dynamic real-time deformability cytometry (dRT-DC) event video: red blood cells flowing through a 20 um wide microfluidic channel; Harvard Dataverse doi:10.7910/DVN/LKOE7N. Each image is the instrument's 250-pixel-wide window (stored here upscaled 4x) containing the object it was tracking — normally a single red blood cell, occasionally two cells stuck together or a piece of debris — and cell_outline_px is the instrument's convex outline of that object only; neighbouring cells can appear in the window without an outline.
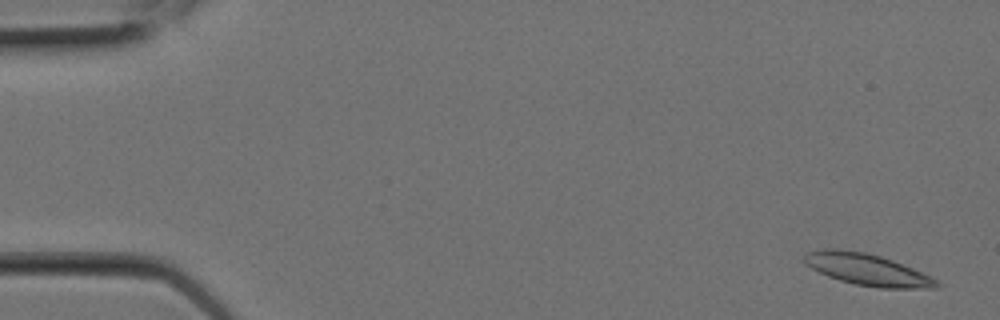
{"species": "Egyptian fruit bat (a non-hibernating species)", "species_latin": "Rousettus aegyptiacus", "temperature_condition": "room temperature", "stored_images_in_passage": 7, "camera_frame_rate_fps": 3000, "um_per_image_px": 0.085, "animal": {"sex": "female"}, "frame": {"image": 1, "passage_image": 1, "time_ms": 0.0, "image_size_px": [1000, 320], "cell_outline_px": [[944, 284], [940, 288], [880, 288], [856, 284], [840, 280], [828, 276], [804, 264], [804, 256], [808, 252], [824, 248], [840, 248], [864, 252], [880, 256], [892, 260], [912, 268]], "centroid_in_image_um": [73.71, 22.91], "position_along_channel_um": 11.3, "area_um2": 24.28}}